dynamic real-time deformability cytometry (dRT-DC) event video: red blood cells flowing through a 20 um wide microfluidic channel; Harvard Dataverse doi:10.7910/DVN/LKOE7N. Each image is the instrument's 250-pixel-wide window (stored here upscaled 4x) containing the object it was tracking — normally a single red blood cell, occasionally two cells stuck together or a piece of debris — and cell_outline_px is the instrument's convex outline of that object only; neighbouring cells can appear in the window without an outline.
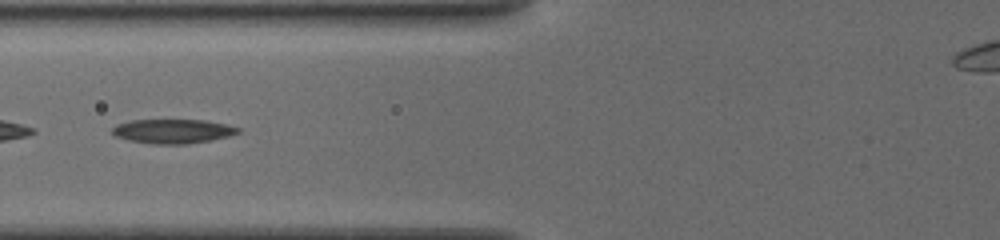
{"species": "common noctule bat (a hibernating species)", "species_latin": "Nyctalus noctula", "temperature_condition": "cold", "stored_images_in_passage": 62, "segment_of_instrument_passage": [2, 2], "camera_frame_rate_fps": 3000, "um_per_image_px": 0.085, "animal": {"sex": "female", "body_mass_g": 19.5, "forearm_length_mm": 54.1}, "frame": {"image": 1, "passage_image": 42, "time_ms": 8.0, "image_size_px": [1000, 240], "cell_outline_px": [[240, 132], [228, 136], [212, 140], [188, 144], [152, 144], [128, 140], [116, 136], [112, 132], [112, 128], [116, 124], [132, 120], [204, 120], [228, 124], [240, 128]], "centroid_in_image_um": [14.71, 11.15], "position_along_channel_um": 111.1, "area_um2": 17.86}}
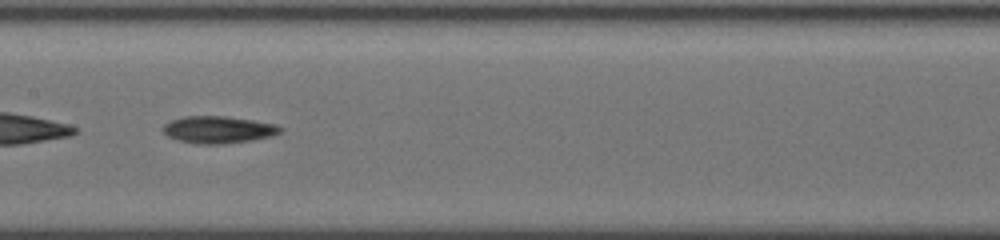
{"frame": {"image": 2, "passage_image": 46, "time_ms": 10.0, "image_size_px": [1000, 240], "cell_outline_px": [[284, 128], [280, 132], [272, 136], [252, 140], [224, 144], [196, 144], [180, 140], [168, 136], [164, 132], [164, 124], [172, 120], [184, 116], [224, 116], [252, 120], [276, 124]], "centroid_in_image_um": [18.59, 11.02], "position_along_channel_um": 188.8, "area_um2": 18.44}}
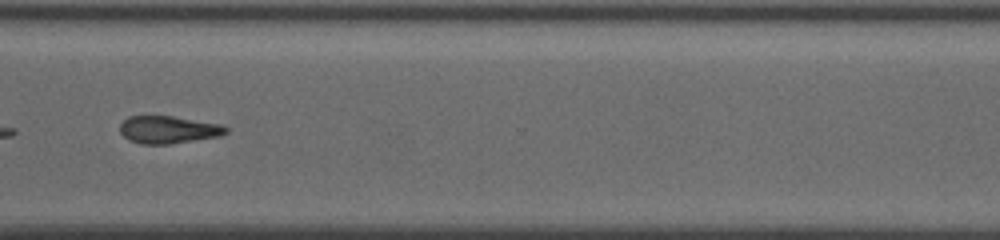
{"frame": {"image": 3, "passage_image": 61, "time_ms": 14.333, "image_size_px": [1000, 240], "cell_outline_px": [[228, 132], [220, 136], [168, 144], [140, 144], [128, 140], [120, 132], [120, 124], [128, 116], [172, 116], [220, 124], [228, 128]], "centroid_in_image_um": [14.29, 11.02], "position_along_channel_um": 356.3, "area_um2": 16.94}}